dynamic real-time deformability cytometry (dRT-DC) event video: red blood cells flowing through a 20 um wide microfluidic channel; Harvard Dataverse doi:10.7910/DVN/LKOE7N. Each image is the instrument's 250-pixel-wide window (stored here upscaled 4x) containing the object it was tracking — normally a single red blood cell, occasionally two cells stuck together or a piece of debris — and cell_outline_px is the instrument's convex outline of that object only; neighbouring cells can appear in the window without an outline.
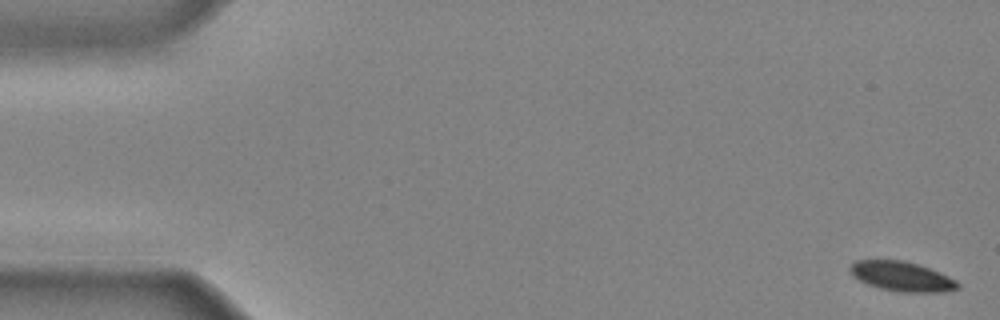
{"species": "common noctule bat (a hibernating species)", "species_latin": "Nyctalus noctula", "temperature_condition": "cold", "stored_images_in_passage": 43, "camera_frame_rate_fps": 3000, "um_per_image_px": 0.085, "animal": {"sex": "male", "body_mass_g": 20.4}, "frame": {"image": 1, "passage_image": 1, "time_ms": 0.0, "image_size_px": [1000, 320], "cell_outline_px": [[960, 288], [944, 292], [900, 292], [880, 288], [868, 284], [852, 276], [848, 268], [852, 260], [904, 260], [940, 272], [956, 280], [960, 284]], "centroid_in_image_um": [76.63, 23.49], "position_along_channel_um": 8.4, "area_um2": 18.73}}
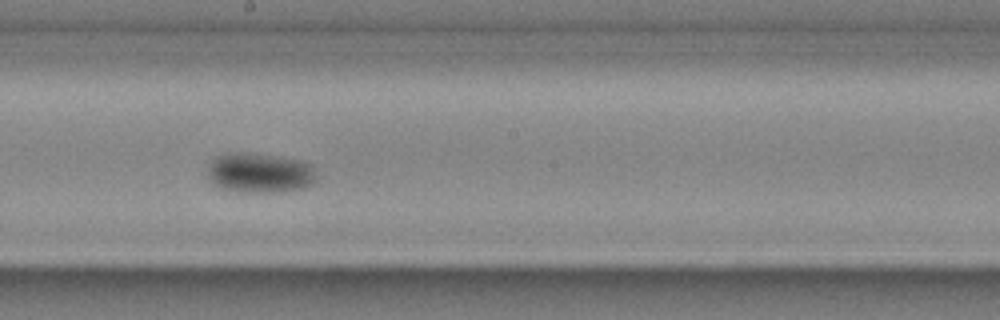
{"frame": {"image": 2, "passage_image": 25, "time_ms": 8.0, "image_size_px": [1000, 320], "cell_outline_px": [[316, 180], [312, 184], [304, 188], [280, 192], [252, 192], [220, 188], [212, 184], [208, 176], [208, 168], [212, 160], [216, 156], [228, 152], [252, 152], [304, 160], [312, 164], [316, 172]], "centroid_in_image_um": [22.11, 14.67], "position_along_channel_um": 226.1, "area_um2": 25.84}}
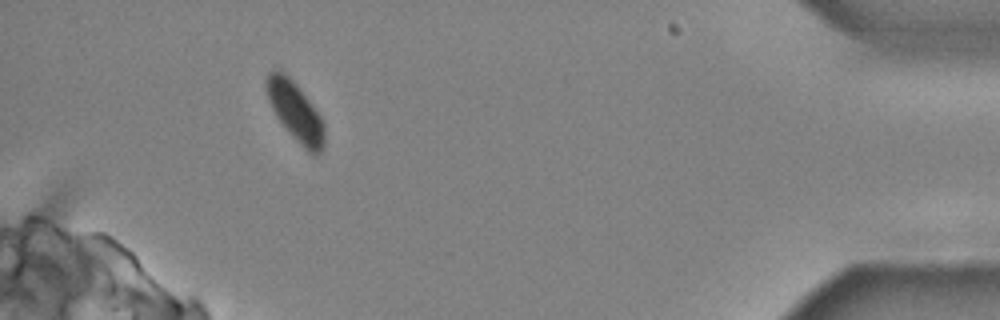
{"frame": {"image": 3, "passage_image": 41, "time_ms": 13.333, "image_size_px": [1000, 320], "cell_outline_px": [[324, 148], [316, 156], [312, 156], [292, 136], [276, 116], [268, 100], [264, 88], [264, 80], [268, 72], [272, 68], [280, 68], [292, 80], [308, 100], [320, 116], [324, 124]], "centroid_in_image_um": [25.06, 9.45], "position_along_channel_um": 410.1, "area_um2": 20.11}}